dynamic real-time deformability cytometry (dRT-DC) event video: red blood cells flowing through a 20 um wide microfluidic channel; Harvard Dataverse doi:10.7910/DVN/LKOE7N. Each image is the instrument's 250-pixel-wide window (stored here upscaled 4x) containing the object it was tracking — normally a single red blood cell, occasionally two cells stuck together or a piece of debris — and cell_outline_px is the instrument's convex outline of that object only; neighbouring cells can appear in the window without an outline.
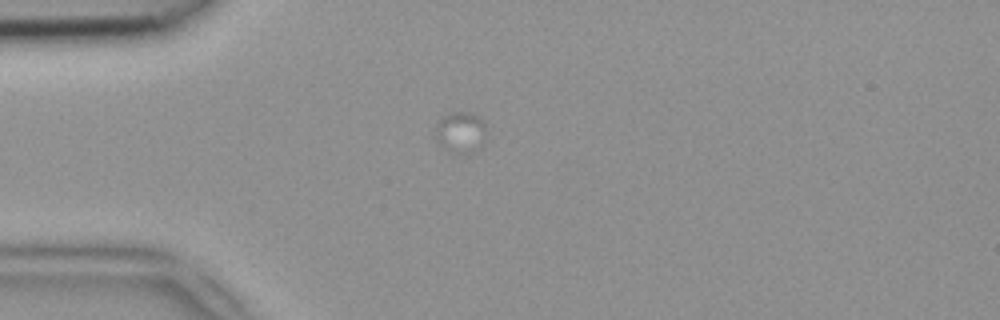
{"species": "common noctule bat (a hibernating species)", "species_latin": "Nyctalus noctula", "temperature_condition": "room temperature", "stored_images_in_passage": 5, "camera_frame_rate_fps": 3000, "um_per_image_px": 0.085, "animal": {"sex": "female", "body_mass_g": 18.4}, "frame": {"image": 1, "passage_image": 1, "time_ms": 0.0, "image_size_px": [1000, 320], "cell_outline_px": [[484, 148], [468, 156], [444, 148], [436, 144], [436, 124], [444, 116], [456, 112], [468, 112], [484, 120]], "centroid_in_image_um": [39.18, 11.31], "position_along_channel_um": 45.8, "area_um2": 12.43}}